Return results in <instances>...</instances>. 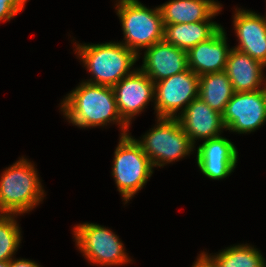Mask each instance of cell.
I'll list each match as a JSON object with an SVG mask.
<instances>
[{
  "instance_id": "15",
  "label": "cell",
  "mask_w": 266,
  "mask_h": 267,
  "mask_svg": "<svg viewBox=\"0 0 266 267\" xmlns=\"http://www.w3.org/2000/svg\"><path fill=\"white\" fill-rule=\"evenodd\" d=\"M227 32L222 27L208 40L187 52L188 67L198 76L225 71L230 48Z\"/></svg>"
},
{
  "instance_id": "8",
  "label": "cell",
  "mask_w": 266,
  "mask_h": 267,
  "mask_svg": "<svg viewBox=\"0 0 266 267\" xmlns=\"http://www.w3.org/2000/svg\"><path fill=\"white\" fill-rule=\"evenodd\" d=\"M199 76L191 69L155 82V117L178 118L198 97Z\"/></svg>"
},
{
  "instance_id": "16",
  "label": "cell",
  "mask_w": 266,
  "mask_h": 267,
  "mask_svg": "<svg viewBox=\"0 0 266 267\" xmlns=\"http://www.w3.org/2000/svg\"><path fill=\"white\" fill-rule=\"evenodd\" d=\"M266 66L249 55L232 48L228 54L225 72L234 92H252L266 88Z\"/></svg>"
},
{
  "instance_id": "6",
  "label": "cell",
  "mask_w": 266,
  "mask_h": 267,
  "mask_svg": "<svg viewBox=\"0 0 266 267\" xmlns=\"http://www.w3.org/2000/svg\"><path fill=\"white\" fill-rule=\"evenodd\" d=\"M155 121L139 139L135 138L154 168H164L195 153L196 146L178 118L156 117Z\"/></svg>"
},
{
  "instance_id": "3",
  "label": "cell",
  "mask_w": 266,
  "mask_h": 267,
  "mask_svg": "<svg viewBox=\"0 0 266 267\" xmlns=\"http://www.w3.org/2000/svg\"><path fill=\"white\" fill-rule=\"evenodd\" d=\"M35 163L19 157L0 174V214L24 216L42 204L46 192Z\"/></svg>"
},
{
  "instance_id": "10",
  "label": "cell",
  "mask_w": 266,
  "mask_h": 267,
  "mask_svg": "<svg viewBox=\"0 0 266 267\" xmlns=\"http://www.w3.org/2000/svg\"><path fill=\"white\" fill-rule=\"evenodd\" d=\"M121 118L131 127L133 119L154 105L155 83L139 68L122 78L113 87Z\"/></svg>"
},
{
  "instance_id": "25",
  "label": "cell",
  "mask_w": 266,
  "mask_h": 267,
  "mask_svg": "<svg viewBox=\"0 0 266 267\" xmlns=\"http://www.w3.org/2000/svg\"><path fill=\"white\" fill-rule=\"evenodd\" d=\"M19 13L24 10L29 0H7Z\"/></svg>"
},
{
  "instance_id": "13",
  "label": "cell",
  "mask_w": 266,
  "mask_h": 267,
  "mask_svg": "<svg viewBox=\"0 0 266 267\" xmlns=\"http://www.w3.org/2000/svg\"><path fill=\"white\" fill-rule=\"evenodd\" d=\"M143 51L138 68L154 83L189 69L187 52L164 40Z\"/></svg>"
},
{
  "instance_id": "19",
  "label": "cell",
  "mask_w": 266,
  "mask_h": 267,
  "mask_svg": "<svg viewBox=\"0 0 266 267\" xmlns=\"http://www.w3.org/2000/svg\"><path fill=\"white\" fill-rule=\"evenodd\" d=\"M198 88V97L220 114L224 112L234 94L232 83L225 71L199 76Z\"/></svg>"
},
{
  "instance_id": "4",
  "label": "cell",
  "mask_w": 266,
  "mask_h": 267,
  "mask_svg": "<svg viewBox=\"0 0 266 267\" xmlns=\"http://www.w3.org/2000/svg\"><path fill=\"white\" fill-rule=\"evenodd\" d=\"M114 3L123 32V40L119 42L134 51L138 59L142 50L163 41L164 23L159 6L149 8L139 0H116Z\"/></svg>"
},
{
  "instance_id": "12",
  "label": "cell",
  "mask_w": 266,
  "mask_h": 267,
  "mask_svg": "<svg viewBox=\"0 0 266 267\" xmlns=\"http://www.w3.org/2000/svg\"><path fill=\"white\" fill-rule=\"evenodd\" d=\"M234 9L232 25L238 43L232 48L266 66V15L238 6Z\"/></svg>"
},
{
  "instance_id": "1",
  "label": "cell",
  "mask_w": 266,
  "mask_h": 267,
  "mask_svg": "<svg viewBox=\"0 0 266 267\" xmlns=\"http://www.w3.org/2000/svg\"><path fill=\"white\" fill-rule=\"evenodd\" d=\"M60 111L66 121L80 129L106 128L116 124L121 135L131 128L120 116L114 90L110 86L80 81L70 93L63 96Z\"/></svg>"
},
{
  "instance_id": "18",
  "label": "cell",
  "mask_w": 266,
  "mask_h": 267,
  "mask_svg": "<svg viewBox=\"0 0 266 267\" xmlns=\"http://www.w3.org/2000/svg\"><path fill=\"white\" fill-rule=\"evenodd\" d=\"M216 21L164 24L163 40L186 52L211 38L220 28Z\"/></svg>"
},
{
  "instance_id": "22",
  "label": "cell",
  "mask_w": 266,
  "mask_h": 267,
  "mask_svg": "<svg viewBox=\"0 0 266 267\" xmlns=\"http://www.w3.org/2000/svg\"><path fill=\"white\" fill-rule=\"evenodd\" d=\"M19 12L8 3L7 0H0V22H9L15 18Z\"/></svg>"
},
{
  "instance_id": "17",
  "label": "cell",
  "mask_w": 266,
  "mask_h": 267,
  "mask_svg": "<svg viewBox=\"0 0 266 267\" xmlns=\"http://www.w3.org/2000/svg\"><path fill=\"white\" fill-rule=\"evenodd\" d=\"M158 6L164 24L213 21L223 7L218 0H168Z\"/></svg>"
},
{
  "instance_id": "21",
  "label": "cell",
  "mask_w": 266,
  "mask_h": 267,
  "mask_svg": "<svg viewBox=\"0 0 266 267\" xmlns=\"http://www.w3.org/2000/svg\"><path fill=\"white\" fill-rule=\"evenodd\" d=\"M18 214H0V261L15 257L22 238V229L18 223Z\"/></svg>"
},
{
  "instance_id": "9",
  "label": "cell",
  "mask_w": 266,
  "mask_h": 267,
  "mask_svg": "<svg viewBox=\"0 0 266 267\" xmlns=\"http://www.w3.org/2000/svg\"><path fill=\"white\" fill-rule=\"evenodd\" d=\"M222 121L226 131L250 134L266 123V88L252 92H234L225 106Z\"/></svg>"
},
{
  "instance_id": "23",
  "label": "cell",
  "mask_w": 266,
  "mask_h": 267,
  "mask_svg": "<svg viewBox=\"0 0 266 267\" xmlns=\"http://www.w3.org/2000/svg\"><path fill=\"white\" fill-rule=\"evenodd\" d=\"M191 267H216L213 258L206 251H200Z\"/></svg>"
},
{
  "instance_id": "2",
  "label": "cell",
  "mask_w": 266,
  "mask_h": 267,
  "mask_svg": "<svg viewBox=\"0 0 266 267\" xmlns=\"http://www.w3.org/2000/svg\"><path fill=\"white\" fill-rule=\"evenodd\" d=\"M71 41H75L74 54L91 74L83 80L87 83L113 87L138 68L134 67L139 61L138 55L118 41L97 44L80 43L74 38Z\"/></svg>"
},
{
  "instance_id": "7",
  "label": "cell",
  "mask_w": 266,
  "mask_h": 267,
  "mask_svg": "<svg viewBox=\"0 0 266 267\" xmlns=\"http://www.w3.org/2000/svg\"><path fill=\"white\" fill-rule=\"evenodd\" d=\"M73 241L88 265L118 267L134 263L124 243L111 228L84 222L72 228Z\"/></svg>"
},
{
  "instance_id": "20",
  "label": "cell",
  "mask_w": 266,
  "mask_h": 267,
  "mask_svg": "<svg viewBox=\"0 0 266 267\" xmlns=\"http://www.w3.org/2000/svg\"><path fill=\"white\" fill-rule=\"evenodd\" d=\"M216 267H266L262 252L252 244H233L216 253H208Z\"/></svg>"
},
{
  "instance_id": "14",
  "label": "cell",
  "mask_w": 266,
  "mask_h": 267,
  "mask_svg": "<svg viewBox=\"0 0 266 267\" xmlns=\"http://www.w3.org/2000/svg\"><path fill=\"white\" fill-rule=\"evenodd\" d=\"M184 132L192 143L219 137L226 131L222 114L211 109L202 99L195 98L178 116ZM198 140V141H197Z\"/></svg>"
},
{
  "instance_id": "24",
  "label": "cell",
  "mask_w": 266,
  "mask_h": 267,
  "mask_svg": "<svg viewBox=\"0 0 266 267\" xmlns=\"http://www.w3.org/2000/svg\"><path fill=\"white\" fill-rule=\"evenodd\" d=\"M9 267H42L34 260H29L26 258H12L9 260Z\"/></svg>"
},
{
  "instance_id": "11",
  "label": "cell",
  "mask_w": 266,
  "mask_h": 267,
  "mask_svg": "<svg viewBox=\"0 0 266 267\" xmlns=\"http://www.w3.org/2000/svg\"><path fill=\"white\" fill-rule=\"evenodd\" d=\"M195 153L199 171L210 180L219 181L229 177L239 160L237 147L222 135L202 141L195 148Z\"/></svg>"
},
{
  "instance_id": "26",
  "label": "cell",
  "mask_w": 266,
  "mask_h": 267,
  "mask_svg": "<svg viewBox=\"0 0 266 267\" xmlns=\"http://www.w3.org/2000/svg\"><path fill=\"white\" fill-rule=\"evenodd\" d=\"M0 267H9V260H7V261H0Z\"/></svg>"
},
{
  "instance_id": "5",
  "label": "cell",
  "mask_w": 266,
  "mask_h": 267,
  "mask_svg": "<svg viewBox=\"0 0 266 267\" xmlns=\"http://www.w3.org/2000/svg\"><path fill=\"white\" fill-rule=\"evenodd\" d=\"M118 141L111 175L123 204L127 205L150 180L154 167L131 133L119 136Z\"/></svg>"
}]
</instances>
